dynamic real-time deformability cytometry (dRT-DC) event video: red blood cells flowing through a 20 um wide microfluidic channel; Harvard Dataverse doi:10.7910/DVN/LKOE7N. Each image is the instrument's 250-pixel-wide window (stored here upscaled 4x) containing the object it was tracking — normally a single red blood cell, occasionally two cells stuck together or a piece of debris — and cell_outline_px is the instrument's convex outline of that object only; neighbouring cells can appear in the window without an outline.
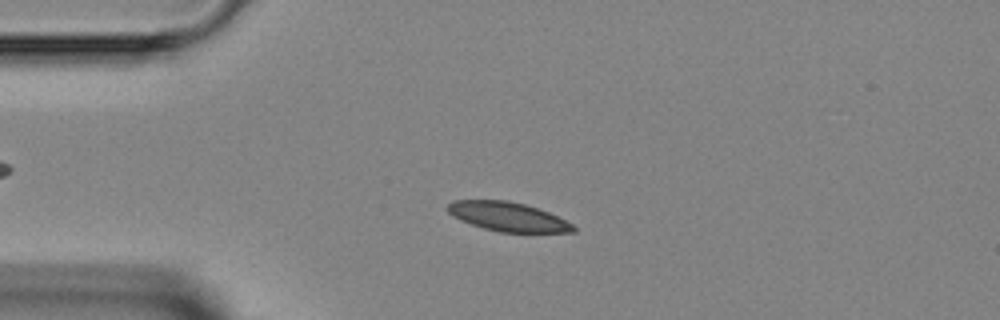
{"species": "Egyptian fruit bat (a non-hibernating species)", "species_latin": "Rousettus aegyptiacus", "temperature_condition": "room temperature", "stored_images_in_passage": 45, "camera_frame_rate_fps": 3000, "um_per_image_px": 0.085, "animal": {"sex": "female"}, "frame": {"image": 1, "passage_image": 9, "time_ms": 2.667, "image_size_px": [1000, 320], "cell_outline_px": [[576, 232], [500, 232], [484, 228], [460, 220], [448, 212], [448, 204], [452, 200], [508, 200], [524, 204], [548, 212], [572, 224], [576, 228]], "centroid_in_image_um": [43.16, 18.41], "position_along_channel_um": 41.8, "area_um2": 21.04}}
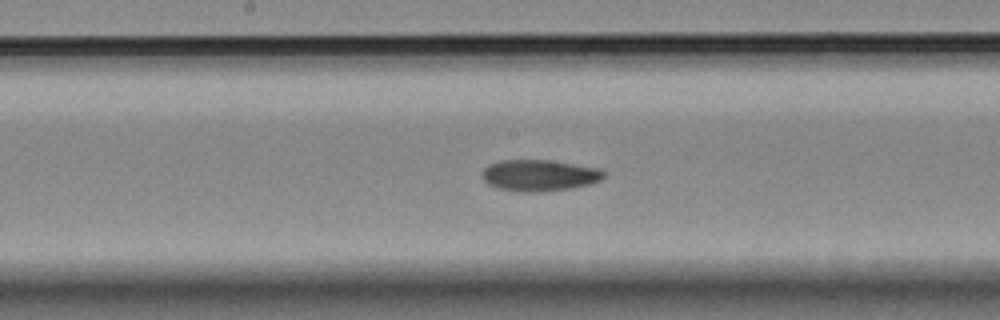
{"frame": {"image": 2, "passage_image": 22, "time_ms": 7.0, "image_size_px": [1000, 320], "cell_outline_px": [[604, 176], [600, 180], [592, 184], [572, 188], [540, 192], [520, 192], [496, 188], [488, 184], [480, 176], [480, 172], [488, 164], [500, 160], [548, 160], [596, 168], [604, 172]], "centroid_in_image_um": [45.77, 14.92], "position_along_channel_um": 202.4, "area_um2": 22.37}}
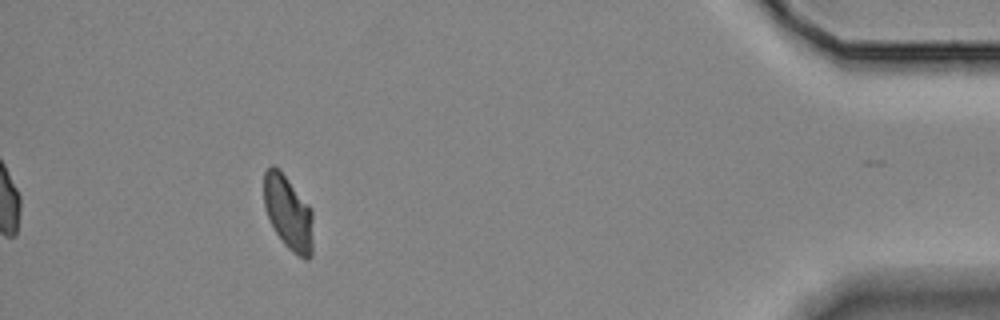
{"frame": {"image": 3, "passage_image": 41, "time_ms": 13.333, "image_size_px": [1000, 320], "cell_outline_px": [[312, 256], [308, 260], [304, 260], [292, 252], [280, 240], [264, 208], [264, 172], [272, 164], [280, 168], [312, 208]], "centroid_in_image_um": [24.51, 18.07], "position_along_channel_um": 410.7, "area_um2": 21.62}}